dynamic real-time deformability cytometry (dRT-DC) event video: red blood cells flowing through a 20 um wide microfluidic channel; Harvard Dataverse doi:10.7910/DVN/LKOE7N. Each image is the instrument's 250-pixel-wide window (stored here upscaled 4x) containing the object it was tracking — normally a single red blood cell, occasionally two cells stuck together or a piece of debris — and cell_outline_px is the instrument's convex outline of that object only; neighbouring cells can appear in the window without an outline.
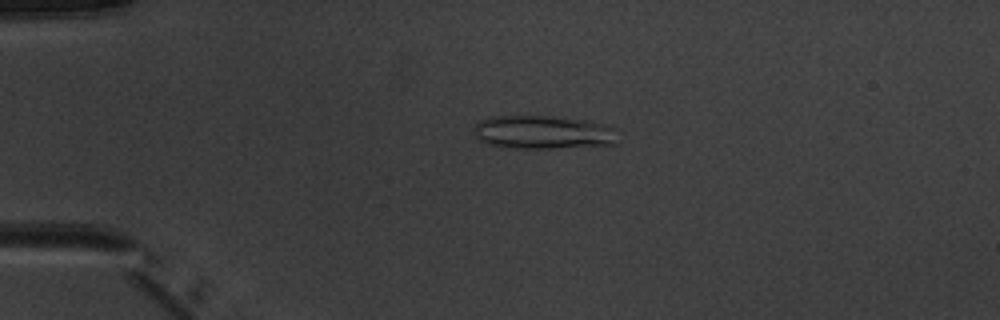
{"species": "common noctule bat (a hibernating species)", "species_latin": "Nyctalus noctula", "temperature_condition": "warm", "stored_images_in_passage": 5, "camera_frame_rate_fps": 3000, "um_per_image_px": 0.085, "animal": {"sex": "male", "body_mass_g": 20.1, "forearm_length_mm": 53.5}, "frame": {"image": 1, "passage_image": 3, "time_ms": 2.0, "image_size_px": [1000, 320], "cell_outline_px": [[620, 128], [616, 144], [552, 148], [508, 148], [488, 144], [480, 140], [476, 136], [472, 128], [480, 120], [488, 116], [552, 116], [588, 120]], "centroid_in_image_um": [46.21, 11.23], "position_along_channel_um": 38.8, "area_um2": 28.61}}